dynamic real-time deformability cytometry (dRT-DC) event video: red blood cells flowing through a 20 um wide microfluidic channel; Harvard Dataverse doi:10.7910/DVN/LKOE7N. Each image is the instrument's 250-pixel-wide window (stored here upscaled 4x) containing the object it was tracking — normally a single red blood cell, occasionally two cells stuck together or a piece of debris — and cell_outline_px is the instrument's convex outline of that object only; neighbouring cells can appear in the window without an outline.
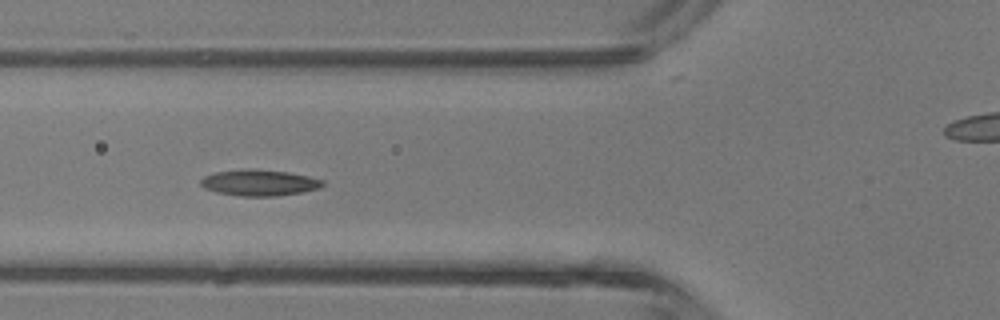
{"species": "common noctule bat (a hibernating species)", "species_latin": "Nyctalus noctula", "temperature_condition": "room temperature", "stored_images_in_passage": 4, "camera_frame_rate_fps": 3000, "um_per_image_px": 0.085, "animal": {"sex": "male", "body_mass_g": 13.3}, "frame": {"image": 1, "passage_image": 4, "time_ms": 3.333, "image_size_px": [1000, 320], "cell_outline_px": [[324, 184], [320, 188], [300, 192], [276, 196], [240, 196], [216, 192], [204, 188], [200, 184], [200, 180], [204, 176], [216, 172], [252, 168], [288, 172], [308, 176], [324, 180]], "centroid_in_image_um": [22.03, 15.53], "position_along_channel_um": 103.8, "area_um2": 18.55}}